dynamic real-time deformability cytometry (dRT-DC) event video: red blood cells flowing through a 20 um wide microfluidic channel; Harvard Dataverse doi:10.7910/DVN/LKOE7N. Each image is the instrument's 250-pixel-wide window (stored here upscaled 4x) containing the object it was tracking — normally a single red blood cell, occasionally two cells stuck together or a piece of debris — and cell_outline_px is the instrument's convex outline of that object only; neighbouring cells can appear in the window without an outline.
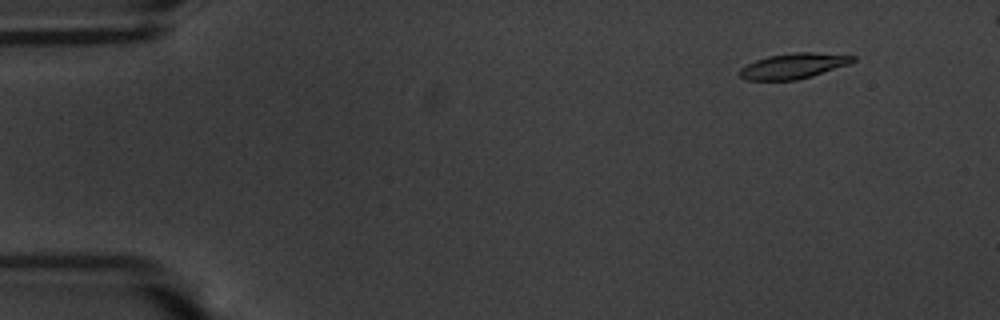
{"species": "common noctule bat (a hibernating species)", "species_latin": "Nyctalus noctula", "temperature_condition": "warm", "stored_images_in_passage": 55, "camera_frame_rate_fps": 3000, "um_per_image_px": 0.085, "animal": {"sex": "male", "body_mass_g": 20.1, "forearm_length_mm": 53.5}, "frame": {"image": 1, "passage_image": 6, "time_ms": 1.667, "image_size_px": [1000, 320], "cell_outline_px": [[856, 60], [848, 64], [812, 76], [796, 80], [744, 80], [740, 76], [740, 68], [756, 60], [768, 56], [796, 52], [812, 52], [856, 56]], "centroid_in_image_um": [67.43, 5.6], "position_along_channel_um": 17.6, "area_um2": 16.59}}
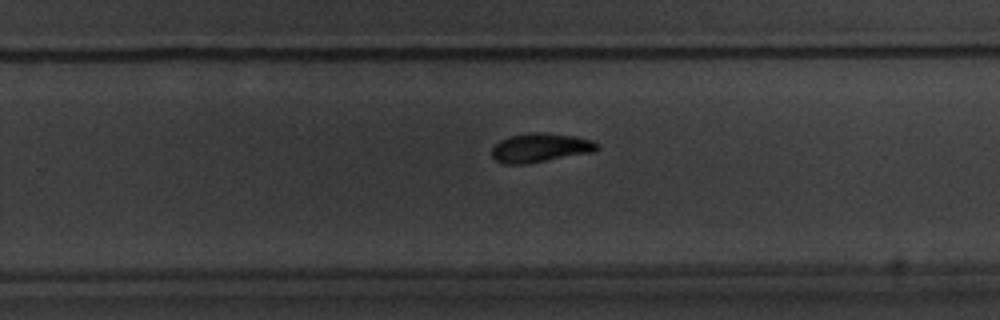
{"frame": {"image": 2, "passage_image": 37, "time_ms": 12.0, "image_size_px": [1000, 320], "cell_outline_px": [[600, 148], [596, 152], [524, 164], [500, 164], [492, 156], [492, 148], [500, 140], [508, 136], [528, 132], [544, 132], [576, 136], [592, 140], [600, 144]], "centroid_in_image_um": [45.96, 12.55], "position_along_channel_um": 283.8, "area_um2": 18.15}}
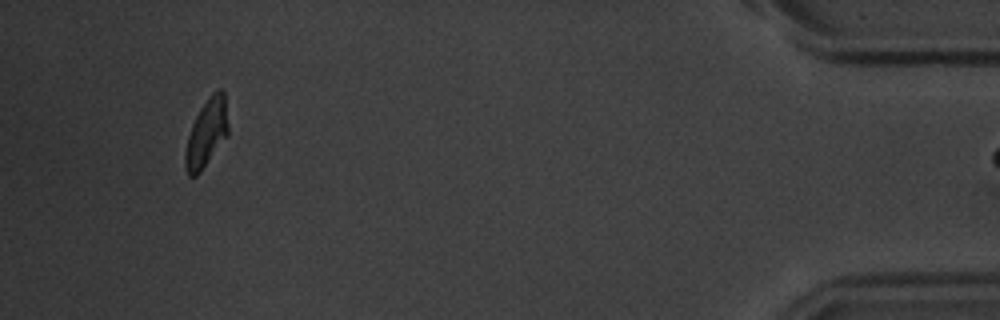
{"frame": {"image": 3, "passage_image": 54, "time_ms": 17.667, "image_size_px": [1000, 320], "cell_outline_px": [[228, 136], [200, 172], [196, 176], [188, 176], [184, 164], [184, 152], [188, 136], [192, 124], [200, 108], [208, 96], [216, 88], [220, 88], [224, 92], [228, 124]], "centroid_in_image_um": [17.55, 11.3], "position_along_channel_um": 417.6, "area_um2": 17.17}}